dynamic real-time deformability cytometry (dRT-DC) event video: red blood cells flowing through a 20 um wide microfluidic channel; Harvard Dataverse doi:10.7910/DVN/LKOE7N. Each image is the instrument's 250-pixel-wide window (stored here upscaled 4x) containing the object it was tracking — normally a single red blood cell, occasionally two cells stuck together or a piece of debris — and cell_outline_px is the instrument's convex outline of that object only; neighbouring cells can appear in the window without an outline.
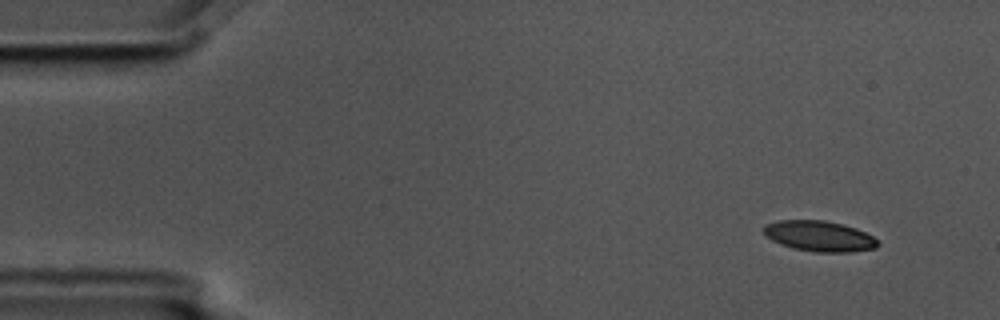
{"species": "common noctule bat (a hibernating species)", "species_latin": "Nyctalus noctula", "temperature_condition": "cold", "stored_images_in_passage": 10, "camera_frame_rate_fps": 3000, "um_per_image_px": 0.085, "animal": {"sex": "male", "body_mass_g": 17.5, "forearm_length_mm": 52.3}, "frame": {"image": 1, "passage_image": 1, "time_ms": 0.0, "image_size_px": [1000, 320], "cell_outline_px": [[880, 244], [876, 248], [848, 252], [816, 252], [792, 248], [780, 244], [772, 240], [764, 232], [764, 224], [780, 220], [824, 220], [856, 228], [872, 236]], "centroid_in_image_um": [69.64, 20.07], "position_along_channel_um": 15.4, "area_um2": 20.17}}
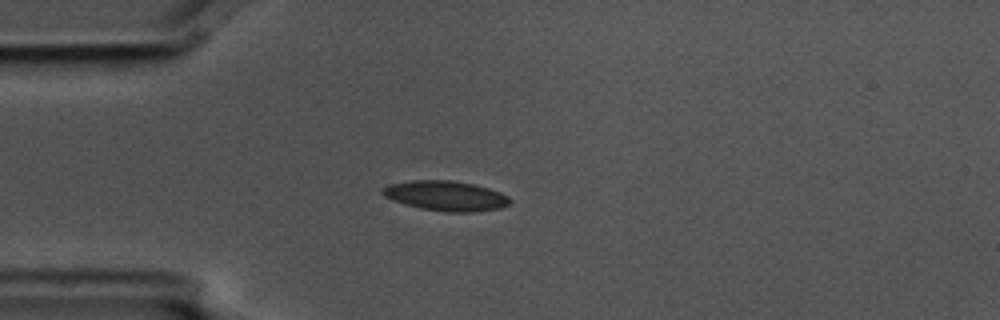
{"frame": {"image": 2, "passage_image": 4, "time_ms": 1.0, "image_size_px": [1000, 320], "cell_outline_px": [[512, 200], [508, 204], [500, 208], [472, 212], [448, 212], [420, 208], [404, 204], [384, 196], [380, 192], [380, 188], [388, 184], [412, 180], [452, 180], [472, 184], [488, 188], [500, 192], [508, 196]], "centroid_in_image_um": [37.86, 16.64], "position_along_channel_um": 47.1, "area_um2": 22.25}}